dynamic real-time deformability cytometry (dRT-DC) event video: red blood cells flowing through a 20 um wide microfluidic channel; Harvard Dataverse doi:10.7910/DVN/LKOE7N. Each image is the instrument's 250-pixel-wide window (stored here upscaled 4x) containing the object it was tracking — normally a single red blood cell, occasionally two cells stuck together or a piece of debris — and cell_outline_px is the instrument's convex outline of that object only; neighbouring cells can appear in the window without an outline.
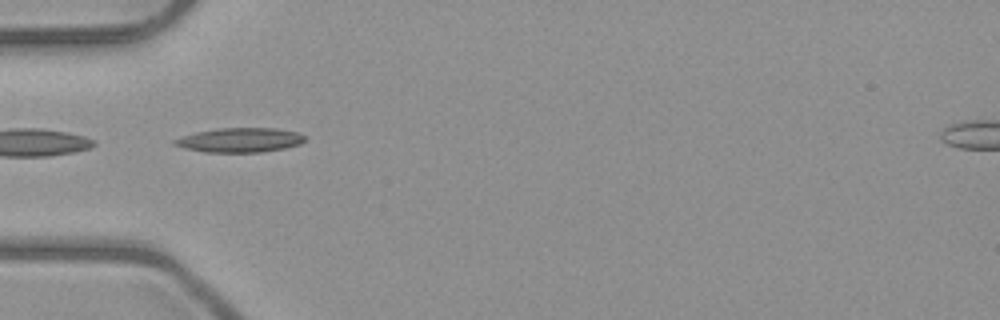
{"species": "common noctule bat (a hibernating species)", "species_latin": "Nyctalus noctula", "temperature_condition": "room temperature", "stored_images_in_passage": 3, "camera_frame_rate_fps": 3000, "um_per_image_px": 0.085, "animal": {"sex": "male", "body_mass_g": 23.1, "forearm_length_mm": 52.7}, "frame": {"image": 1, "passage_image": 3, "time_ms": 2.333, "image_size_px": [1000, 320], "cell_outline_px": [[304, 140], [300, 144], [284, 148], [260, 152], [204, 152], [184, 148], [172, 144], [172, 140], [196, 132], [220, 128], [276, 128], [296, 132], [304, 136]], "centroid_in_image_um": [20.36, 11.9], "position_along_channel_um": 64.6, "area_um2": 18.38}}